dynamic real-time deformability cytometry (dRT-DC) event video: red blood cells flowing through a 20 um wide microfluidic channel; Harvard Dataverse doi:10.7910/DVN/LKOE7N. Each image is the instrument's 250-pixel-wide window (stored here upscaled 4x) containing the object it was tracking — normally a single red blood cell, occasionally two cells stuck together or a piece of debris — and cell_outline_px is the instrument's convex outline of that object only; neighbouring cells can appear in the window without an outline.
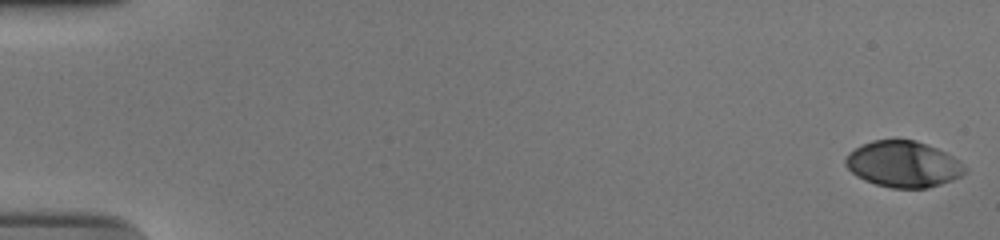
{"species": "human", "species_latin": "Homo sapiens", "temperature_condition": "cold", "stored_images_in_passage": 56, "camera_frame_rate_fps": 3000, "um_per_image_px": 0.085, "donor": {"sex": "male"}, "frame": {"image": 1, "passage_image": 1, "time_ms": 0.0, "image_size_px": [1000, 240], "cell_outline_px": [[968, 168], [960, 176], [952, 180], [928, 188], [892, 188], [876, 184], [864, 180], [856, 176], [844, 164], [844, 160], [848, 152], [872, 140], [916, 140], [936, 148], [960, 160]], "centroid_in_image_um": [76.77, 13.96], "position_along_channel_um": 8.2, "area_um2": 32.02}}
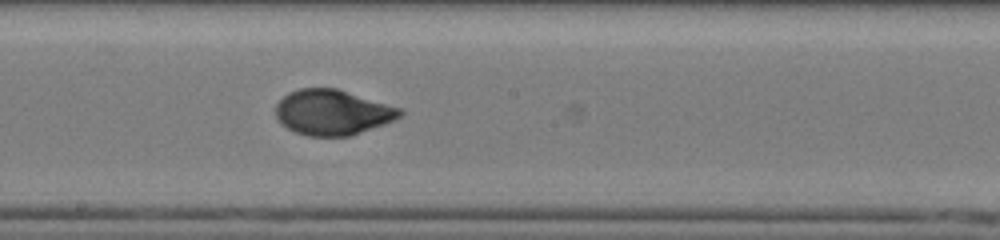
{"frame": {"image": 2, "passage_image": 32, "time_ms": 10.333, "image_size_px": [1000, 240], "cell_outline_px": [[404, 112], [400, 116], [384, 124], [348, 136], [308, 136], [296, 132], [280, 124], [276, 116], [276, 104], [288, 92], [300, 88], [336, 88], [404, 108]], "centroid_in_image_um": [28.27, 9.54], "position_along_channel_um": 219.9, "area_um2": 32.83}}
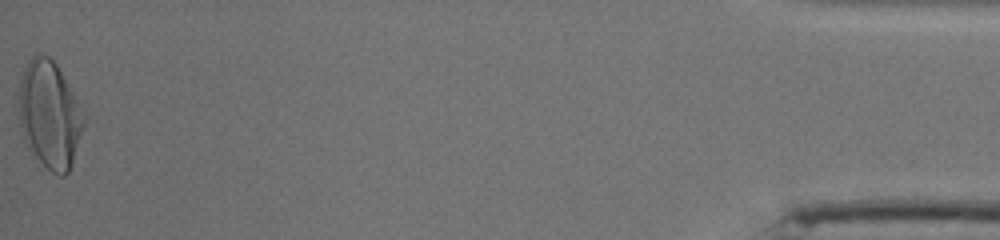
{"frame": {"image": 3, "passage_image": 56, "time_ms": 18.333, "image_size_px": [1000, 240], "cell_outline_px": [[88, 116], [72, 164], [68, 172], [64, 176], [56, 176], [36, 164], [24, 144], [20, 132], [16, 92], [24, 68], [28, 60], [36, 52], [48, 56], [56, 64]], "centroid_in_image_um": [4.18, 9.81], "position_along_channel_um": 431.0, "area_um2": 42.71}, "authors_computed_cell_mechanics": {"area_um2": 32.7726, "velocity_mm_per_s": 3.7418, "shape_relaxation_time_tau1_ms": 5.0087, "shape_relaxation_time_tau2_ms": 0.9092, "deformation_change_tau1": 0.1951, "deformation_change_tau2": 0.0409}}